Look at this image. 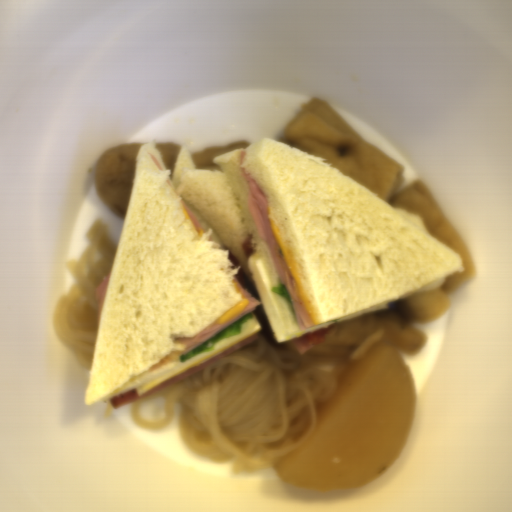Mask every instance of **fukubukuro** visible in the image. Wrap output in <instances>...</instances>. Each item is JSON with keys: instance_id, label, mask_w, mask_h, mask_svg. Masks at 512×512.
I'll list each match as a JSON object with an SVG mask.
<instances>
[{"instance_id": "obj_2", "label": "fukubukuro", "mask_w": 512, "mask_h": 512, "mask_svg": "<svg viewBox=\"0 0 512 512\" xmlns=\"http://www.w3.org/2000/svg\"><path fill=\"white\" fill-rule=\"evenodd\" d=\"M250 142L248 141H236L233 143L221 145V146H215V147H208L203 150H200L195 153H189L193 163H195V169H201V170H211V172H214V170L223 172V169L220 165H217L213 163V159L223 155L229 151H232L234 149H246L250 147Z\"/></svg>"}, {"instance_id": "obj_1", "label": "fukubukuro", "mask_w": 512, "mask_h": 512, "mask_svg": "<svg viewBox=\"0 0 512 512\" xmlns=\"http://www.w3.org/2000/svg\"><path fill=\"white\" fill-rule=\"evenodd\" d=\"M129 143L105 150L94 165L98 198L119 219L125 221L136 171V157L142 145Z\"/></svg>"}, {"instance_id": "obj_3", "label": "fukubukuro", "mask_w": 512, "mask_h": 512, "mask_svg": "<svg viewBox=\"0 0 512 512\" xmlns=\"http://www.w3.org/2000/svg\"><path fill=\"white\" fill-rule=\"evenodd\" d=\"M154 145L156 149L160 151L165 169L170 170L171 172V174L169 175L170 181H174L173 171L176 159L182 149L181 144H177L174 142H164Z\"/></svg>"}]
</instances>
